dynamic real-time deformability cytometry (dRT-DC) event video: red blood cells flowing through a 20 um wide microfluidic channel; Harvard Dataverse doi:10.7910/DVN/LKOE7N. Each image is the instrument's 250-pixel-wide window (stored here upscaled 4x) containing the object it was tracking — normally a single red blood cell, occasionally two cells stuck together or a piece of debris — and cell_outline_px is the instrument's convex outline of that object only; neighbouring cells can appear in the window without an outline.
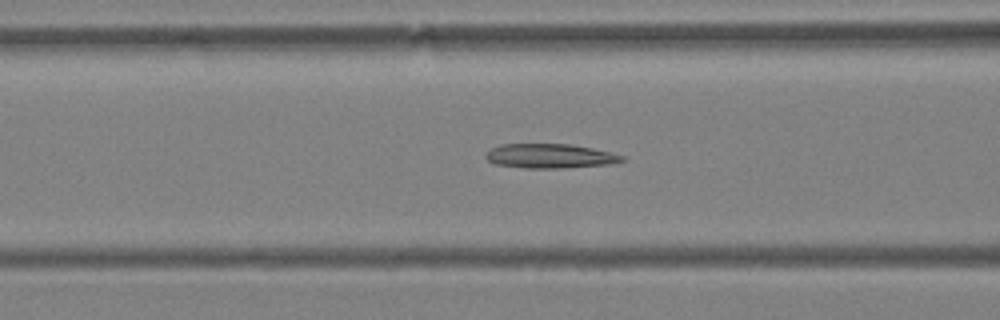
{"species": "Egyptian fruit bat (a non-hibernating species)", "species_latin": "Rousettus aegyptiacus", "temperature_condition": "warm", "stored_images_in_passage": 60, "camera_frame_rate_fps": 3000, "um_per_image_px": 0.085, "animal": {"sex": "female"}, "frame": {"image": 1, "passage_image": 24, "time_ms": 7.667, "image_size_px": [1000, 320], "cell_outline_px": [[624, 160], [612, 164], [560, 168], [524, 168], [496, 164], [488, 160], [484, 156], [492, 148], [500, 144], [568, 144], [592, 148], [624, 156]], "centroid_in_image_um": [46.73, 13.26], "position_along_channel_um": 119.9, "area_um2": 19.19}}
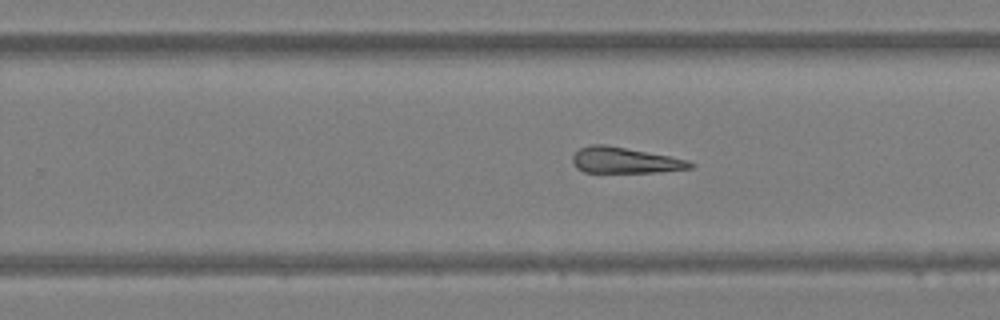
{"frame": {"image": 2, "passage_image": 38, "time_ms": 12.333, "image_size_px": [1000, 320], "cell_outline_px": [[696, 164], [692, 168], [656, 172], [584, 172], [576, 168], [572, 164], [572, 156], [580, 148], [588, 144], [604, 144], [668, 156], [688, 160]], "centroid_in_image_um": [53.07, 13.63], "position_along_channel_um": 276.7, "area_um2": 17.69}}
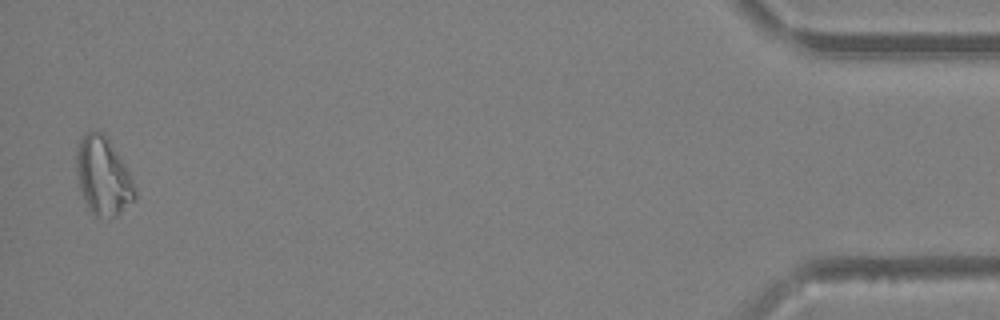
{"frame": {"image": 3, "passage_image": 59, "time_ms": 19.333, "image_size_px": [1000, 320], "cell_outline_px": [[136, 200], [116, 216], [96, 216], [88, 208], [84, 200], [80, 188], [76, 172], [76, 148], [80, 136], [92, 128], [100, 132], [108, 140], [124, 164], [132, 180], [136, 192]], "centroid_in_image_um": [8.73, 14.95], "position_along_channel_um": 426.5, "area_um2": 26.41}}